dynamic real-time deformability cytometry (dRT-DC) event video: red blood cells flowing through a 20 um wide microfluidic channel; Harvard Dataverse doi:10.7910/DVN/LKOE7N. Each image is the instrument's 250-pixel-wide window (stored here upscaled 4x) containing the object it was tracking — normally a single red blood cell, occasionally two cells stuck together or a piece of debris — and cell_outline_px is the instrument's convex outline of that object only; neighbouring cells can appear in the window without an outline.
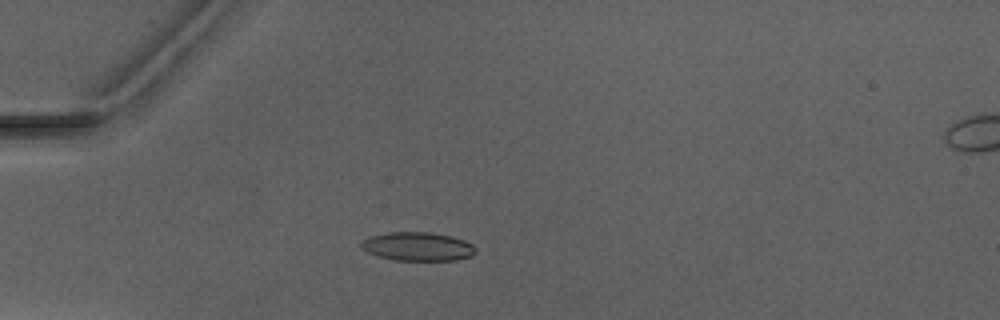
{"species": "Egyptian fruit bat (a non-hibernating species)", "species_latin": "Rousettus aegyptiacus", "temperature_condition": "warm", "stored_images_in_passage": 5, "camera_frame_rate_fps": 3000, "um_per_image_px": 0.085, "animal": {"sex": "male"}, "frame": {"image": 1, "passage_image": 4, "time_ms": 4.333, "image_size_px": [1000, 320], "cell_outline_px": [[476, 252], [472, 256], [456, 260], [392, 260], [376, 256], [360, 248], [360, 240], [368, 236], [388, 232], [432, 232], [464, 240], [472, 244], [476, 248]], "centroid_in_image_um": [35.45, 20.95], "position_along_channel_um": 49.5, "area_um2": 19.36}}